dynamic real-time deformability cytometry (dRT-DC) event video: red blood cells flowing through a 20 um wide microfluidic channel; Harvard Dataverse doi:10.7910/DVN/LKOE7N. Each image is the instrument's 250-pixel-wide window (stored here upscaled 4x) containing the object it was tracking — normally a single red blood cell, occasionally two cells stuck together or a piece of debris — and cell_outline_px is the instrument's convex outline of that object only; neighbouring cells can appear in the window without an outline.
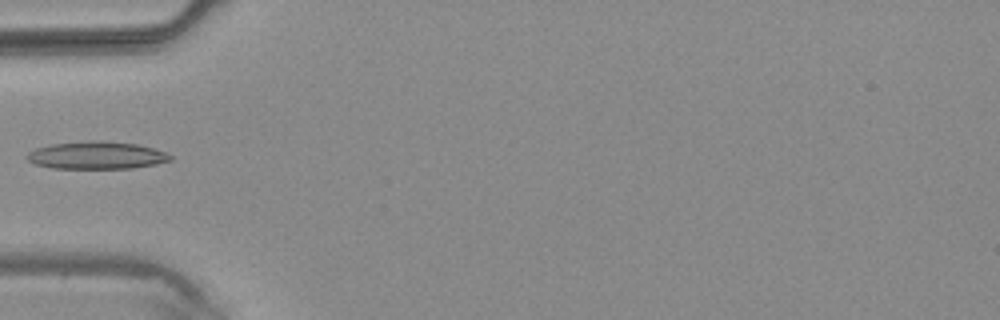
{"species": "common noctule bat (a hibernating species)", "species_latin": "Nyctalus noctula", "temperature_condition": "warm", "stored_images_in_passage": 4, "camera_frame_rate_fps": 3000, "um_per_image_px": 0.085, "animal": {"sex": "male", "body_mass_g": 20.4}, "frame": {"image": 1, "passage_image": 4, "time_ms": 3.667, "image_size_px": [1000, 320], "cell_outline_px": [[172, 160], [156, 164], [132, 168], [52, 168], [36, 164], [28, 160], [24, 156], [28, 152], [36, 148], [52, 144], [92, 140], [100, 140], [136, 144], [152, 148], [164, 152], [172, 156]], "centroid_in_image_um": [8.19, 13.2], "position_along_channel_um": 76.8, "area_um2": 22.89}}